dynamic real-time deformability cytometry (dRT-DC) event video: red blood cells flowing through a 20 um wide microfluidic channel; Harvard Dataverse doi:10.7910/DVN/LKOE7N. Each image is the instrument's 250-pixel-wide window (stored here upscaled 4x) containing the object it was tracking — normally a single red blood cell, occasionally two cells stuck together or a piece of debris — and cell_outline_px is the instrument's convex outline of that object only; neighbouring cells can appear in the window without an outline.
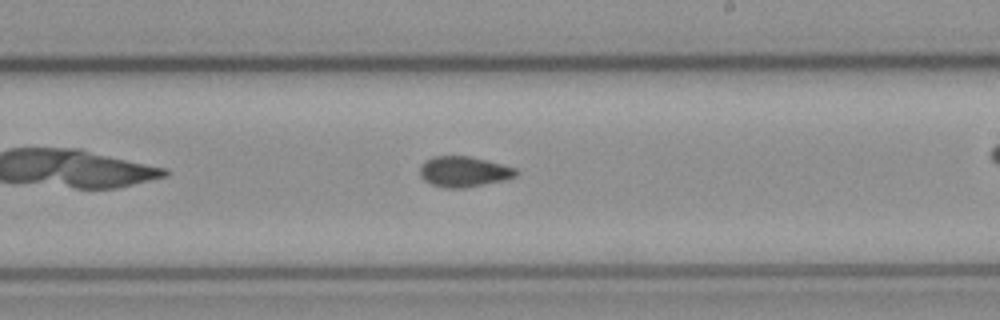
{"species": "common noctule bat (a hibernating species)", "species_latin": "Nyctalus noctula", "temperature_condition": "cold", "stored_images_in_passage": 31, "camera_frame_rate_fps": 3000, "um_per_image_px": 0.085, "animal": {"sex": "female", "body_mass_g": 21.9}, "frame": {"image": 1, "passage_image": 18, "time_ms": 5.667, "image_size_px": [1000, 320], "cell_outline_px": [[520, 172], [516, 176], [508, 180], [464, 188], [444, 188], [432, 184], [424, 180], [420, 176], [420, 164], [424, 160], [432, 156], [468, 156], [516, 168]], "centroid_in_image_um": [39.42, 14.6], "position_along_channel_um": 249.6, "area_um2": 17.28}, "authors_computed_cell_mechanics": {"area_um2": 17.1088, "velocity_mm_per_s": 3.8673, "shape_relaxation_time_tau1_ms": null, "shape_relaxation_time_tau2_ms": 6.8016, "deformation_change_tau1": null, "deformation_change_tau2": 0.1205}}